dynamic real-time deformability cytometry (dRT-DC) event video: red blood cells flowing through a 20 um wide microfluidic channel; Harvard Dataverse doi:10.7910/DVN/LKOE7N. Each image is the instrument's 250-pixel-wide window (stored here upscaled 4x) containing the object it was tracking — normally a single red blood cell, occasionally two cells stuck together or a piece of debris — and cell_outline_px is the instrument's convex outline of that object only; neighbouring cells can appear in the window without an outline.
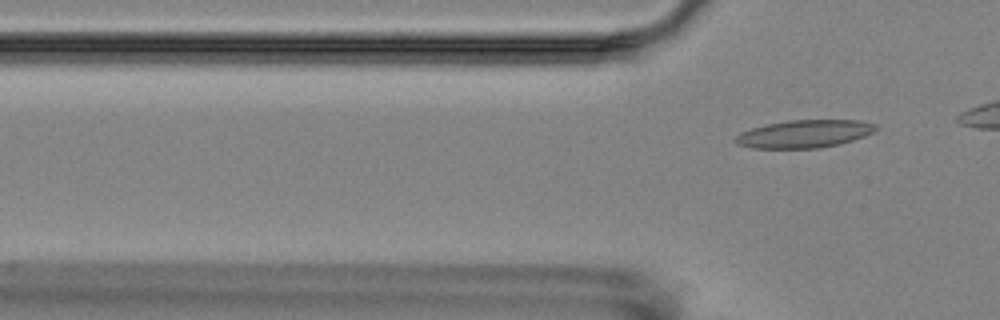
{"species": "Egyptian fruit bat (a non-hibernating species)", "species_latin": "Rousettus aegyptiacus", "temperature_condition": "room temperature", "stored_images_in_passage": 6, "camera_frame_rate_fps": 3000, "um_per_image_px": 0.085, "animal": {"sex": "female"}, "frame": {"image": 1, "passage_image": 6, "time_ms": 7.333, "image_size_px": [1000, 320], "cell_outline_px": [[880, 128], [864, 136], [840, 144], [820, 148], [752, 148], [736, 144], [732, 140], [740, 132], [752, 128], [768, 124], [788, 120], [860, 120], [876, 124]], "centroid_in_image_um": [68.37, 11.38], "position_along_channel_um": 57.4, "area_um2": 22.83}}